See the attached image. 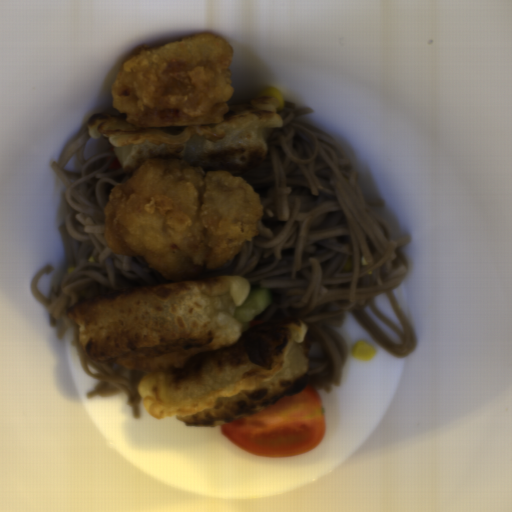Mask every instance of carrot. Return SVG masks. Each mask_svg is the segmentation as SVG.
<instances>
[{"label": "carrot", "mask_w": 512, "mask_h": 512, "mask_svg": "<svg viewBox=\"0 0 512 512\" xmlns=\"http://www.w3.org/2000/svg\"><path fill=\"white\" fill-rule=\"evenodd\" d=\"M122 166L117 158V156L115 155V157L113 158L112 162L110 163V165L108 166L107 170H110V171H117L118 169H120Z\"/></svg>", "instance_id": "1"}, {"label": "carrot", "mask_w": 512, "mask_h": 512, "mask_svg": "<svg viewBox=\"0 0 512 512\" xmlns=\"http://www.w3.org/2000/svg\"><path fill=\"white\" fill-rule=\"evenodd\" d=\"M109 151H111V152H114V153H115V149H114V147H113V146H111V147H110V149H109Z\"/></svg>", "instance_id": "2"}]
</instances>
